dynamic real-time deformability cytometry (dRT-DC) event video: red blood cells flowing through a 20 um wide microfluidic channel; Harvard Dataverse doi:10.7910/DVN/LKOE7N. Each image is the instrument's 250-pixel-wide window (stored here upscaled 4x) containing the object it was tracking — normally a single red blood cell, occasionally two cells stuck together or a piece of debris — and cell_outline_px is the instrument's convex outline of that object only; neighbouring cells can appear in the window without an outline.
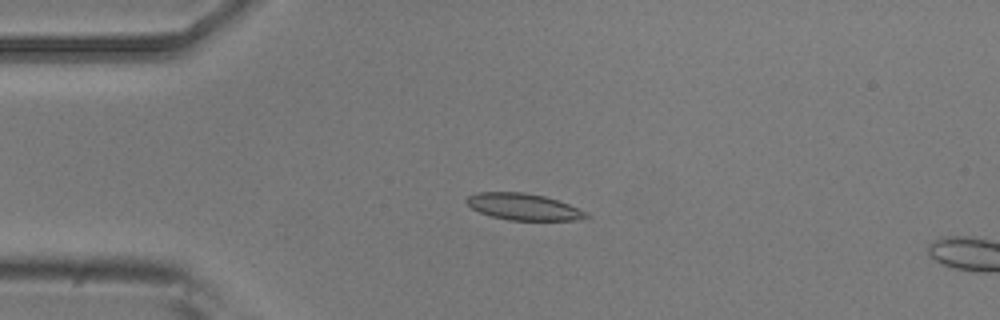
{"species": "common noctule bat (a hibernating species)", "species_latin": "Nyctalus noctula", "temperature_condition": "room temperature", "stored_images_in_passage": 5, "camera_frame_rate_fps": 3000, "um_per_image_px": 0.085, "animal": {"sex": "male", "body_mass_g": 20.5, "forearm_length_mm": 52.5}, "frame": {"image": 1, "passage_image": 4, "time_ms": 3.667, "image_size_px": [1000, 320], "cell_outline_px": [[592, 216], [580, 220], [508, 220], [492, 216], [480, 212], [472, 208], [464, 200], [468, 196], [476, 192], [524, 192], [544, 196], [568, 204], [588, 212]], "centroid_in_image_um": [44.52, 17.58], "position_along_channel_um": 40.5, "area_um2": 18.55}}